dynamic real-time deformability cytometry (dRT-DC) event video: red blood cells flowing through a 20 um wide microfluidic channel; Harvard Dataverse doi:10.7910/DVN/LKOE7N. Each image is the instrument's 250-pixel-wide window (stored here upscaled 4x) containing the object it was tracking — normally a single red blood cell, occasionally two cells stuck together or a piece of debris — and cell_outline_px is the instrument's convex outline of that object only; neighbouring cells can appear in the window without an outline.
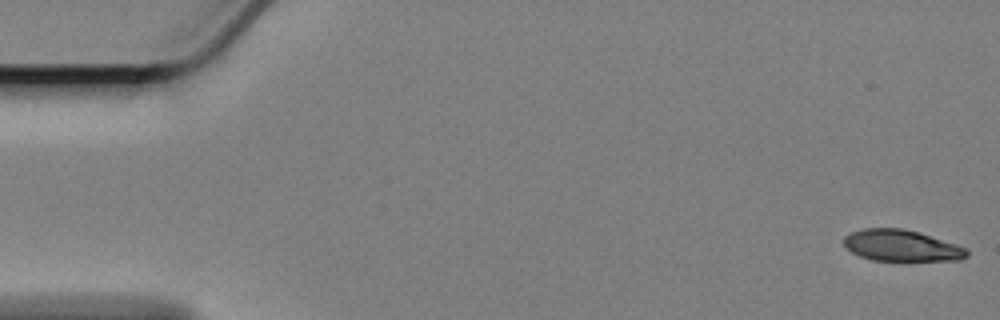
{"species": "Egyptian fruit bat (a non-hibernating species)", "species_latin": "Rousettus aegyptiacus", "temperature_condition": "cold", "stored_images_in_passage": 15, "camera_frame_rate_fps": 3000, "um_per_image_px": 0.085, "animal": {"sex": "female"}, "frame": {"image": 1, "passage_image": 1, "time_ms": 0.0, "image_size_px": [1000, 320], "cell_outline_px": [[968, 256], [960, 260], [872, 260], [860, 256], [852, 252], [844, 244], [844, 236], [852, 232], [864, 228], [904, 228], [920, 232], [964, 248], [968, 252]], "centroid_in_image_um": [76.59, 20.87], "position_along_channel_um": 8.4, "area_um2": 22.14}}
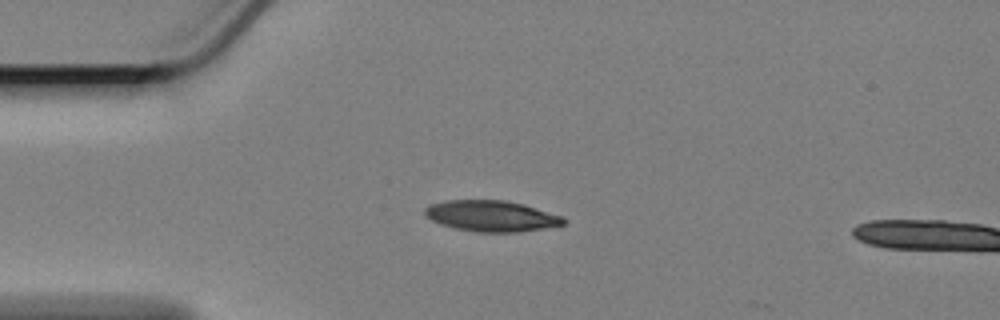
{"frame": {"image": 2, "passage_image": 14, "time_ms": 4.333, "image_size_px": [1000, 320], "cell_outline_px": [[564, 224], [516, 232], [476, 232], [456, 228], [440, 224], [432, 220], [424, 212], [424, 208], [432, 204], [444, 200], [508, 200], [524, 204], [564, 216]], "centroid_in_image_um": [41.76, 18.34], "position_along_channel_um": 43.2, "area_um2": 24.85}}